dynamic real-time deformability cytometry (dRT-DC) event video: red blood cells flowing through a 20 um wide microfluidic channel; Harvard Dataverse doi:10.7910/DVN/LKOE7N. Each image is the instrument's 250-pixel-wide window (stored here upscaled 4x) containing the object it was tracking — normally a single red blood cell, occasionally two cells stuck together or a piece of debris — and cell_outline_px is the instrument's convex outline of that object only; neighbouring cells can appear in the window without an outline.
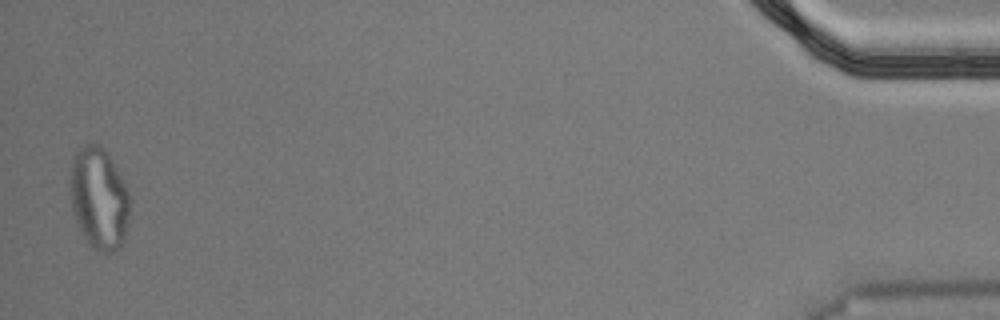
{"species": "Egyptian fruit bat (a non-hibernating species)", "species_latin": "Rousettus aegyptiacus", "temperature_condition": "cold", "stored_images_in_passage": 56, "segment_of_instrument_passage": [2, 2], "camera_frame_rate_fps": 3000, "um_per_image_px": 0.085, "animal": {"sex": "male"}, "frame": {"image": 1, "passage_image": 55, "time_ms": 18.0, "image_size_px": [1000, 320], "cell_outline_px": [[132, 200], [124, 244], [120, 248], [112, 252], [100, 252], [92, 248], [84, 236], [76, 220], [72, 208], [68, 192], [72, 160], [76, 152], [84, 144], [96, 144], [104, 148], [128, 188]], "centroid_in_image_um": [8.43, 16.89], "position_along_channel_um": 426.8, "area_um2": 36.01}}